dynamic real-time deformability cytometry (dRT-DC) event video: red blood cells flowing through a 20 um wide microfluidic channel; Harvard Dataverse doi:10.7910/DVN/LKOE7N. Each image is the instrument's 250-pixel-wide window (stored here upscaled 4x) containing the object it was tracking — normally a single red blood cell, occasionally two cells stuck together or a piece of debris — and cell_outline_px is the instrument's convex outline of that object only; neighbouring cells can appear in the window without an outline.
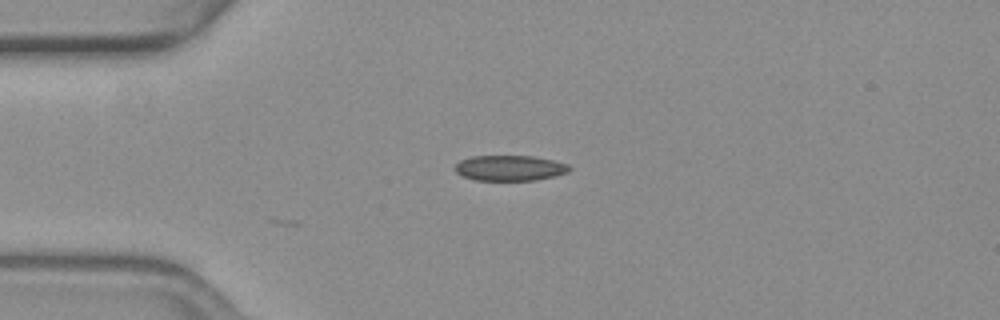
{"species": "common noctule bat (a hibernating species)", "species_latin": "Nyctalus noctula", "temperature_condition": "warm", "stored_images_in_passage": 4, "camera_frame_rate_fps": 3000, "um_per_image_px": 0.085, "animal": {"sex": "female", "body_mass_g": 19.3, "forearm_length_mm": 54.1}, "frame": {"image": 1, "passage_image": 4, "time_ms": 1.0, "image_size_px": [1000, 320], "cell_outline_px": [[572, 168], [568, 172], [536, 180], [476, 180], [460, 176], [456, 172], [456, 164], [460, 160], [472, 156], [532, 156], [552, 160], [568, 164]], "centroid_in_image_um": [43.31, 14.28], "position_along_channel_um": 41.7, "area_um2": 16.88}}